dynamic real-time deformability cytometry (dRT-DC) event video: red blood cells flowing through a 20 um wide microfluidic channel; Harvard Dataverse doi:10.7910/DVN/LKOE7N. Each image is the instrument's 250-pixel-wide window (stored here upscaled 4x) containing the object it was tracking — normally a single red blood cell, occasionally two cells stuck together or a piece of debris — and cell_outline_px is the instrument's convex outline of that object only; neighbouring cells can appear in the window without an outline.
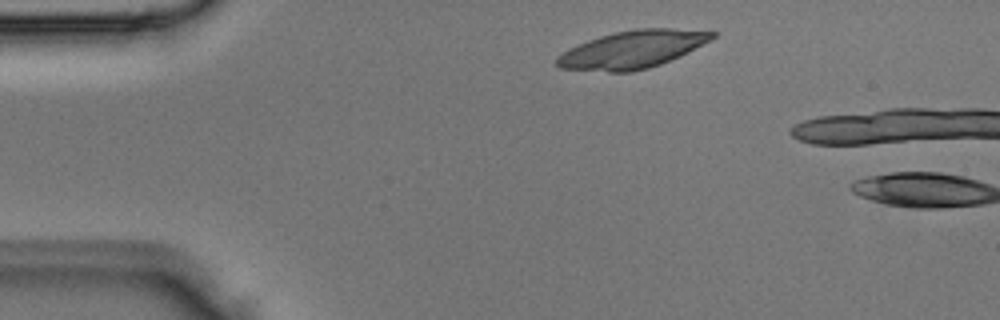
{"species": "Egyptian fruit bat (a non-hibernating species)", "species_latin": "Rousettus aegyptiacus", "temperature_condition": "room temperature", "stored_images_in_passage": 2, "camera_frame_rate_fps": 3000, "um_per_image_px": 0.085, "animal": {"sex": "male"}, "frame": {"image": 1, "passage_image": 1, "time_ms": 0.0, "image_size_px": [1000, 320], "cell_outline_px": [[716, 36], [680, 56], [660, 64], [648, 68], [632, 72], [608, 72], [560, 68], [556, 64], [556, 56], [568, 48], [588, 40], [600, 36], [616, 32], [636, 28], [672, 28], [716, 32]], "centroid_in_image_um": [53.7, 4.21], "position_along_channel_um": 31.3, "area_um2": 33.87}}